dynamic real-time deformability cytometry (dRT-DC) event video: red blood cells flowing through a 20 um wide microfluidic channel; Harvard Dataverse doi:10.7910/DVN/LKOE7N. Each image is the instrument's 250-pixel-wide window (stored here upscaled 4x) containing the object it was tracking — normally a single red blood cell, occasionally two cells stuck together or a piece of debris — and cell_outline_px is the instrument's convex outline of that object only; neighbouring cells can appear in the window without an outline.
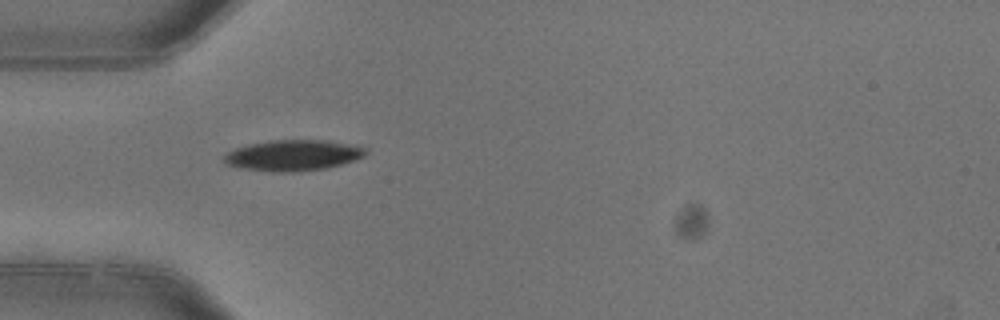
{"species": "common noctule bat (a hibernating species)", "species_latin": "Nyctalus noctula", "temperature_condition": "warm", "stored_images_in_passage": 5, "camera_frame_rate_fps": 3000, "um_per_image_px": 0.085, "animal": {"sex": "female"}, "frame": {"image": 1, "passage_image": 5, "time_ms": 1.333, "image_size_px": [1000, 320], "cell_outline_px": [[368, 152], [364, 156], [356, 160], [324, 168], [292, 172], [272, 172], [244, 168], [228, 164], [224, 160], [224, 156], [228, 152], [236, 148], [248, 144], [272, 140], [328, 140], [356, 144], [368, 148]], "centroid_in_image_um": [24.99, 13.18], "position_along_channel_um": 60.0, "area_um2": 25.49}}